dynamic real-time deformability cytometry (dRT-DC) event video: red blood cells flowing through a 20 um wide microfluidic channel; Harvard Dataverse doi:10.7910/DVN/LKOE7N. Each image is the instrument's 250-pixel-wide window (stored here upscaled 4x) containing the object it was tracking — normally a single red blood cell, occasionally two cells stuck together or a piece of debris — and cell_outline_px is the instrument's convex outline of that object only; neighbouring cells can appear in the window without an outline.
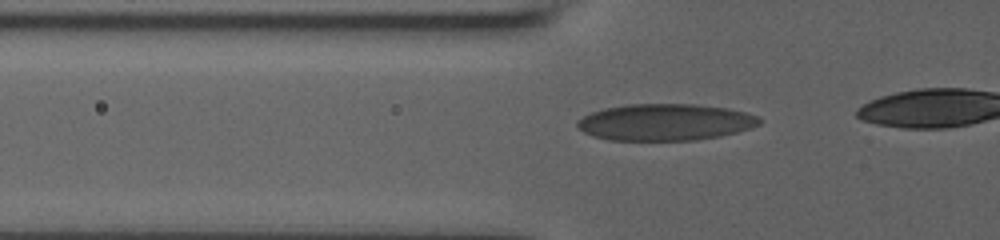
{"species": "human", "species_latin": "Homo sapiens", "temperature_condition": "room temperature", "stored_images_in_passage": 19, "camera_frame_rate_fps": 3000, "um_per_image_px": 0.085, "donor": {"sex": "male"}, "frame": {"image": 1, "passage_image": 6, "time_ms": 1.667, "image_size_px": [1000, 240], "cell_outline_px": [[764, 120], [760, 124], [752, 128], [720, 136], [696, 140], [608, 140], [592, 136], [584, 132], [576, 124], [576, 120], [592, 112], [604, 108], [628, 104], [696, 104], [728, 108], [760, 116]], "centroid_in_image_um": [56.57, 10.38], "position_along_channel_um": 69.2, "area_um2": 39.13}}
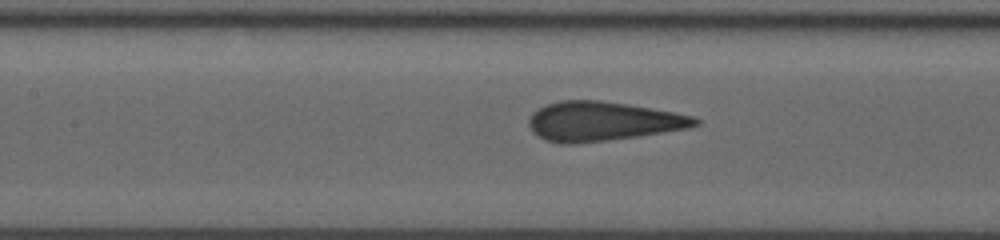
{"frame": {"image": 2, "passage_image": 13, "time_ms": 4.0, "image_size_px": [1000, 240], "cell_outline_px": [[700, 124], [688, 128], [636, 136], [608, 140], [572, 144], [560, 144], [544, 140], [536, 136], [532, 132], [528, 124], [528, 120], [532, 112], [548, 104], [560, 100], [600, 100], [672, 112], [692, 116], [700, 120]], "centroid_in_image_um": [51.14, 10.32], "position_along_channel_um": 156.3, "area_um2": 37.8}}
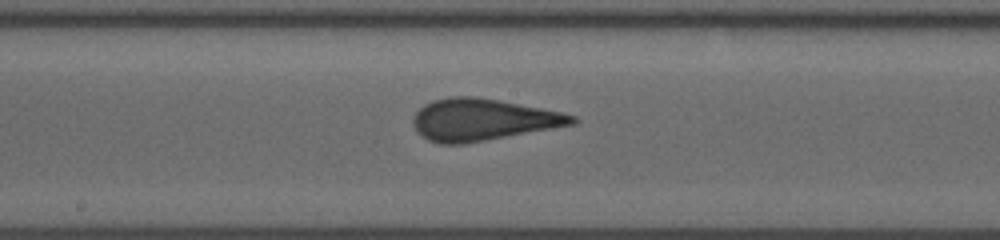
{"frame": {"image": 3, "passage_image": 17, "time_ms": 5.333, "image_size_px": [1000, 240], "cell_outline_px": [[580, 120], [576, 124], [464, 144], [440, 144], [428, 140], [420, 136], [416, 132], [412, 124], [412, 116], [424, 104], [432, 100], [448, 96], [472, 96], [496, 100], [540, 108], [560, 112], [576, 116]], "centroid_in_image_um": [40.97, 10.18], "position_along_channel_um": 207.2, "area_um2": 38.84}}